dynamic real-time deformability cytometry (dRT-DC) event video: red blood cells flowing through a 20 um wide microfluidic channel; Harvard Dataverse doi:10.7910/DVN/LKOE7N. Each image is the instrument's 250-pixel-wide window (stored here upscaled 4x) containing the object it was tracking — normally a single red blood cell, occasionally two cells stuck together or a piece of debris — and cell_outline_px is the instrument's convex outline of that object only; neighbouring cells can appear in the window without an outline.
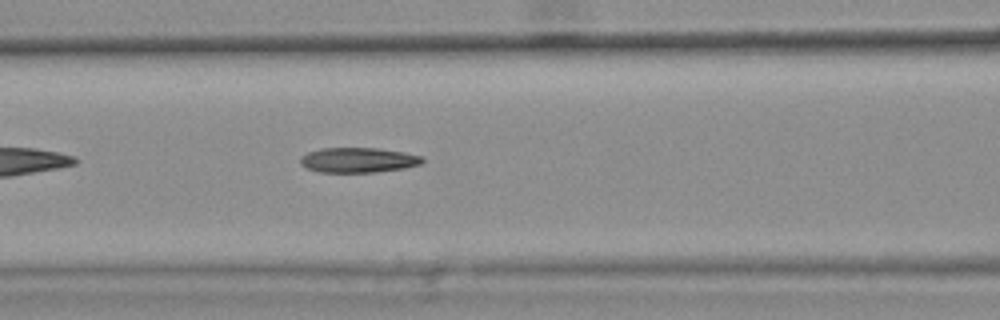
{"species": "common noctule bat (a hibernating species)", "species_latin": "Nyctalus noctula", "temperature_condition": "warm", "stored_images_in_passage": 25, "camera_frame_rate_fps": 3000, "um_per_image_px": 0.085, "animal": {"sex": "female", "body_mass_g": 25.1}, "frame": {"image": 1, "passage_image": 8, "time_ms": 2.333, "image_size_px": [1000, 320], "cell_outline_px": [[424, 160], [420, 164], [404, 168], [372, 172], [320, 172], [308, 168], [300, 164], [300, 156], [308, 152], [320, 148], [380, 148], [404, 152], [424, 156]], "centroid_in_image_um": [30.45, 13.59], "position_along_channel_um": 136.2, "area_um2": 17.8}, "authors_computed_cell_mechanics": {"area_um2": 18.1492, "velocity_mm_per_s": 3.7604, "shape_relaxation_time_tau1_ms": null, "shape_relaxation_time_tau2_ms": 8.1255, "deformation_change_tau1": null, "deformation_change_tau2": 0.1987}}